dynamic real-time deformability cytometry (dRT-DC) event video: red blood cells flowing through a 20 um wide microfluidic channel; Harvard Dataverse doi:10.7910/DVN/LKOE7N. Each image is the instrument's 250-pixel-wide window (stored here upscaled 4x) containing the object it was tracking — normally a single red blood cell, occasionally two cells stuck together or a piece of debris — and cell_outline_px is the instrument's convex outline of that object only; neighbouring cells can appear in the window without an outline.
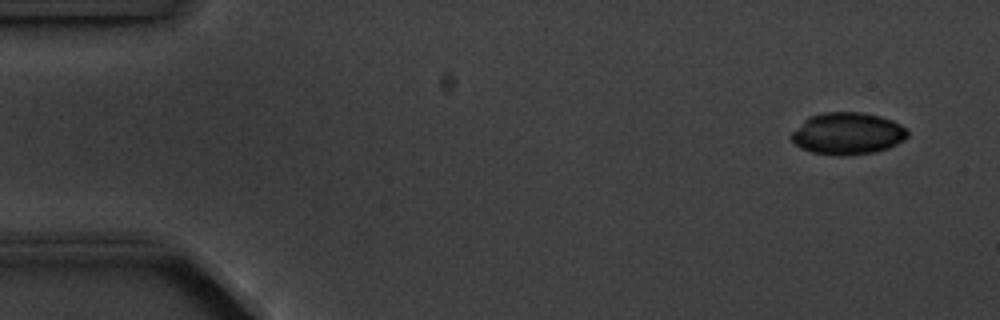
{"species": "common noctule bat (a hibernating species)", "species_latin": "Nyctalus noctula", "temperature_condition": "cold", "stored_images_in_passage": 4, "camera_frame_rate_fps": 3000, "um_per_image_px": 0.085, "animal": {"sex": "male", "body_mass_g": 20.1, "forearm_length_mm": 53.5}, "frame": {"image": 1, "passage_image": 1, "time_ms": 0.0, "image_size_px": [1000, 320], "cell_outline_px": [[908, 136], [904, 140], [888, 148], [876, 152], [844, 156], [836, 156], [812, 152], [800, 148], [788, 136], [808, 116], [824, 112], [860, 112], [880, 116], [892, 120], [900, 124], [908, 132]], "centroid_in_image_um": [72.02, 11.36], "position_along_channel_um": 13.0, "area_um2": 28.61}}
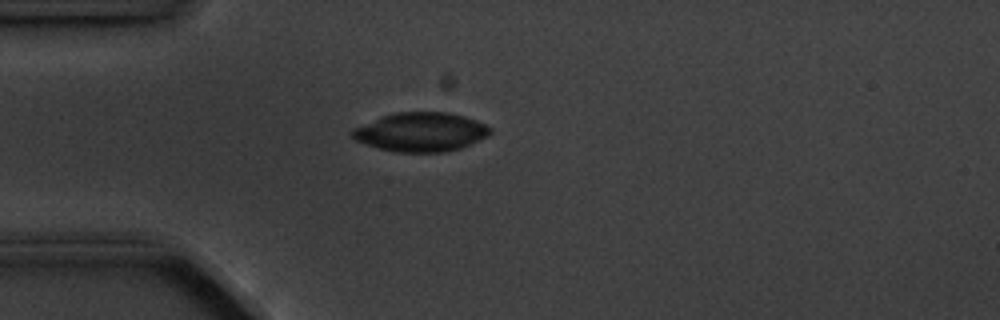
{"frame": {"image": 2, "passage_image": 4, "time_ms": 3.667, "image_size_px": [1000, 320], "cell_outline_px": [[492, 132], [488, 136], [460, 148], [444, 152], [396, 152], [380, 148], [356, 140], [348, 132], [352, 128], [380, 116], [396, 112], [448, 112], [464, 116], [476, 120], [492, 128]], "centroid_in_image_um": [35.76, 11.21], "position_along_channel_um": 49.2, "area_um2": 31.39}}